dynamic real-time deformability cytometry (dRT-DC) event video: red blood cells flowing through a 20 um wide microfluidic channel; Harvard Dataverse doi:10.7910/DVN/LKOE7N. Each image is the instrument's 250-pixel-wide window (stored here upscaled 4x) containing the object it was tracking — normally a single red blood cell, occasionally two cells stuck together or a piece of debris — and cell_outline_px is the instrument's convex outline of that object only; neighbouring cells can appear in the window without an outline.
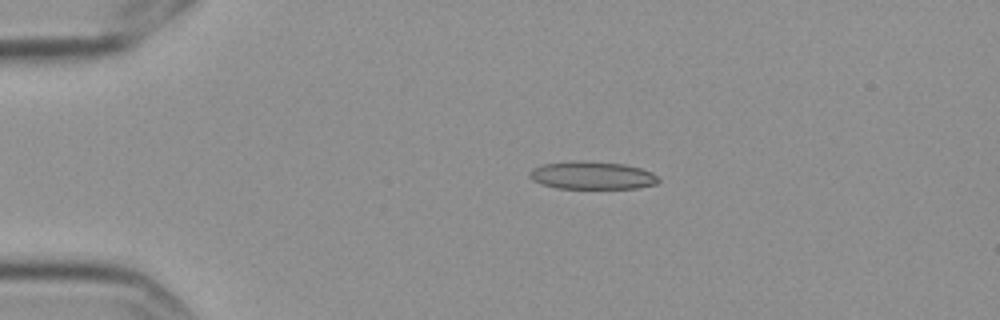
{"species": "Egyptian fruit bat (a non-hibernating species)", "species_latin": "Rousettus aegyptiacus", "temperature_condition": "cold", "stored_images_in_passage": 9, "camera_frame_rate_fps": 3000, "um_per_image_px": 0.085, "frame": {"image": 1, "passage_image": 4, "time_ms": 1.0, "image_size_px": [1000, 320], "cell_outline_px": [[660, 180], [656, 184], [636, 188], [556, 188], [540, 184], [532, 180], [528, 176], [528, 172], [532, 168], [544, 164], [580, 160], [624, 164], [640, 168], [652, 172]], "centroid_in_image_um": [50.29, 14.91], "position_along_channel_um": 34.7, "area_um2": 20.92}}
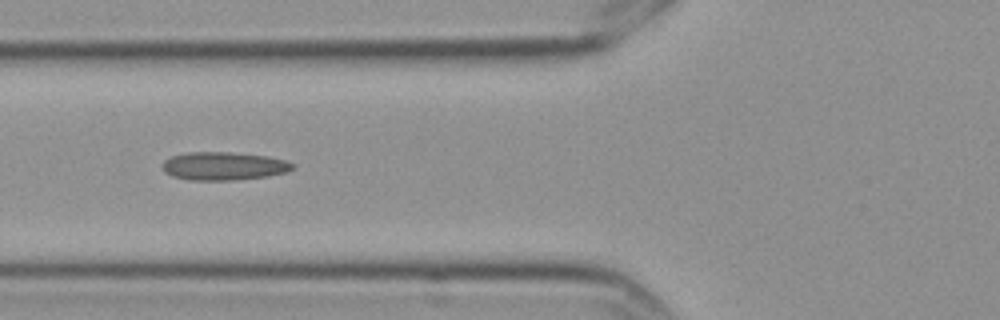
{"frame": {"image": 2, "passage_image": 7, "time_ms": 2.0, "image_size_px": [1000, 320], "cell_outline_px": [[292, 168], [288, 172], [268, 176], [232, 180], [188, 180], [172, 176], [164, 172], [164, 160], [172, 156], [188, 152], [228, 152], [264, 156], [284, 160], [292, 164]], "centroid_in_image_um": [18.98, 14.12], "position_along_channel_um": 106.8, "area_um2": 21.1}}
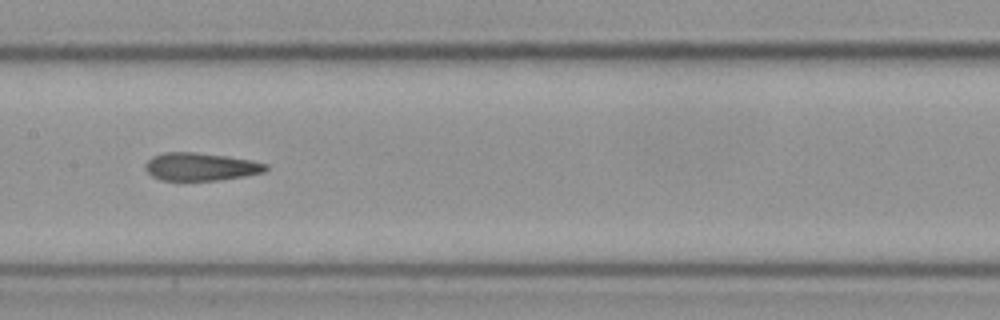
{"frame": {"image": 3, "passage_image": 9, "time_ms": 2.667, "image_size_px": [1000, 320], "cell_outline_px": [[268, 168], [264, 172], [244, 176], [216, 180], [160, 180], [152, 176], [144, 168], [144, 164], [152, 156], [164, 152], [196, 152], [228, 156], [252, 160], [268, 164]], "centroid_in_image_um": [17.04, 14.16], "position_along_channel_um": 190.4, "area_um2": 19.65}}